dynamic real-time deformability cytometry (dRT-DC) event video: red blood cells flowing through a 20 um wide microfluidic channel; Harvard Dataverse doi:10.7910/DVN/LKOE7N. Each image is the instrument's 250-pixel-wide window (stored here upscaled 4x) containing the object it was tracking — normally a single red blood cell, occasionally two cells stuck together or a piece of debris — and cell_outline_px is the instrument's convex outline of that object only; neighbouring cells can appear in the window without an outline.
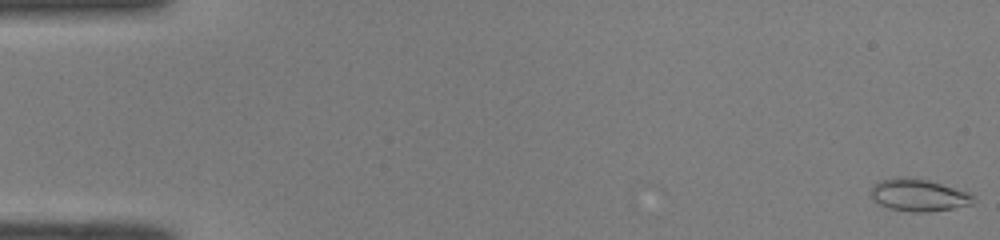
{"species": "common noctule bat (a hibernating species)", "species_latin": "Nyctalus noctula", "temperature_condition": "room temperature", "stored_images_in_passage": 50, "camera_frame_rate_fps": 3000, "um_per_image_px": 0.085, "animal": {"sex": "male", "body_mass_g": 19.0, "forearm_length_mm": 50.8}, "frame": {"image": 1, "passage_image": 1, "time_ms": 0.0, "image_size_px": [1000, 240], "cell_outline_px": [[976, 200], [972, 204], [952, 208], [928, 212], [912, 212], [892, 208], [880, 204], [872, 196], [872, 184], [880, 180], [928, 180], [968, 192]], "centroid_in_image_um": [78.14, 16.63], "position_along_channel_um": 6.9, "area_um2": 18.26}}
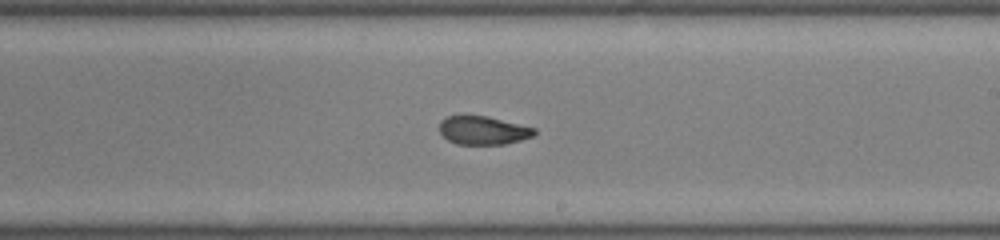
{"frame": {"image": 2, "passage_image": 30, "time_ms": 9.667, "image_size_px": [1000, 240], "cell_outline_px": [[536, 132], [532, 136], [520, 140], [504, 144], [456, 144], [448, 140], [440, 132], [440, 120], [448, 116], [488, 116], [536, 128]], "centroid_in_image_um": [41.07, 11.08], "position_along_channel_um": 247.9, "area_um2": 15.61}}
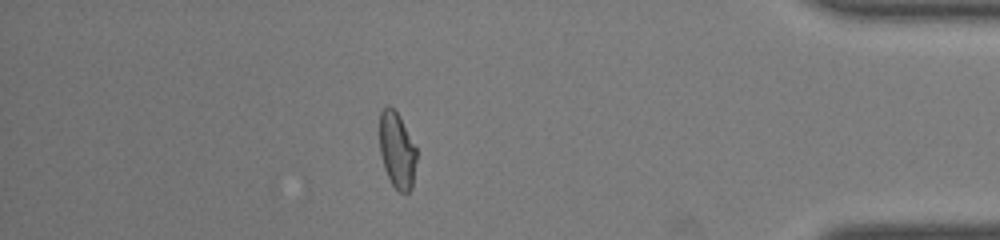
{"frame": {"image": 3, "passage_image": 44, "time_ms": 14.333, "image_size_px": [1000, 240], "cell_outline_px": [[416, 160], [412, 188], [408, 192], [400, 192], [392, 184], [384, 168], [380, 156], [380, 112], [388, 104], [396, 112], [416, 148]], "centroid_in_image_um": [33.73, 12.8], "position_along_channel_um": 401.5, "area_um2": 16.07}, "authors_computed_cell_mechanics": {"area_um2": 17.1088, "velocity_mm_per_s": 4.0954, "shape_relaxation_time_tau1_ms": null, "shape_relaxation_time_tau2_ms": 1.7299, "deformation_change_tau1": null, "deformation_change_tau2": 0.0698}}